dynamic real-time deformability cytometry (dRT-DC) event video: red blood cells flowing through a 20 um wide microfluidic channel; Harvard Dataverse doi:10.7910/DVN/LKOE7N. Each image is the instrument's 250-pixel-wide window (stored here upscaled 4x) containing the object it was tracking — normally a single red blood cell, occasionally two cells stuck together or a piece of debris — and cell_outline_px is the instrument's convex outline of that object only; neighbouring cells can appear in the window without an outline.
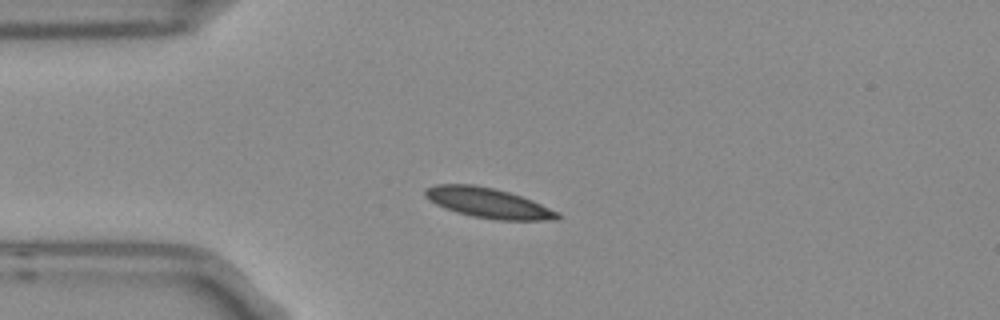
{"species": "Egyptian fruit bat (a non-hibernating species)", "species_latin": "Rousettus aegyptiacus", "temperature_condition": "room temperature", "stored_images_in_passage": 3, "camera_frame_rate_fps": 3000, "um_per_image_px": 0.085, "frame": {"image": 1, "passage_image": 3, "time_ms": 0.667, "image_size_px": [1000, 320], "cell_outline_px": [[560, 220], [496, 220], [472, 216], [456, 212], [444, 208], [428, 200], [424, 196], [424, 188], [436, 184], [472, 184], [492, 188], [508, 192], [532, 200], [556, 212], [560, 216]], "centroid_in_image_um": [41.43, 17.25], "position_along_channel_um": 43.6, "area_um2": 23.06}}